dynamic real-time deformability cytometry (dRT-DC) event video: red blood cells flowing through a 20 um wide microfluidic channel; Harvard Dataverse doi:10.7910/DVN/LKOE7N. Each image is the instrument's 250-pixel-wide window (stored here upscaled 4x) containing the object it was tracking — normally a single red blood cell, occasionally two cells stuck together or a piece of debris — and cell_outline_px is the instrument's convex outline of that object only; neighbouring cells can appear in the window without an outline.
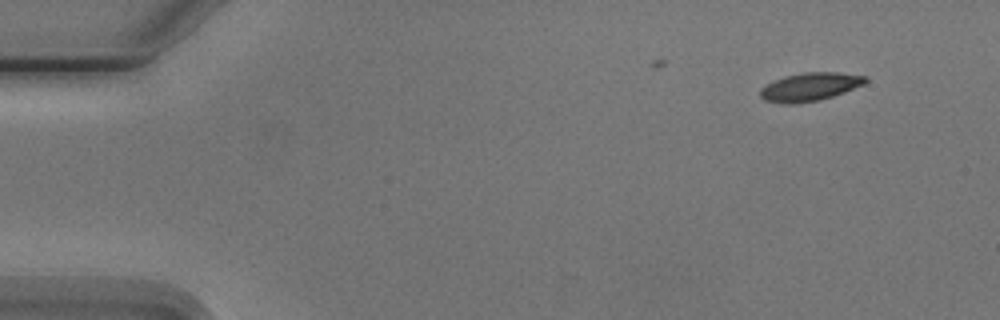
{"species": "Egyptian fruit bat (a non-hibernating species)", "species_latin": "Rousettus aegyptiacus", "temperature_condition": "cold", "stored_images_in_passage": 5, "camera_frame_rate_fps": 3000, "um_per_image_px": 0.085, "animal": {"sex": "male"}, "frame": {"image": 1, "passage_image": 2, "time_ms": 2.0, "image_size_px": [1000, 320], "cell_outline_px": [[868, 80], [864, 84], [844, 92], [820, 100], [792, 104], [784, 104], [764, 100], [760, 96], [760, 88], [772, 80], [784, 76], [804, 72], [840, 72], [868, 76]], "centroid_in_image_um": [68.83, 7.37], "position_along_channel_um": 16.2, "area_um2": 17.51}}
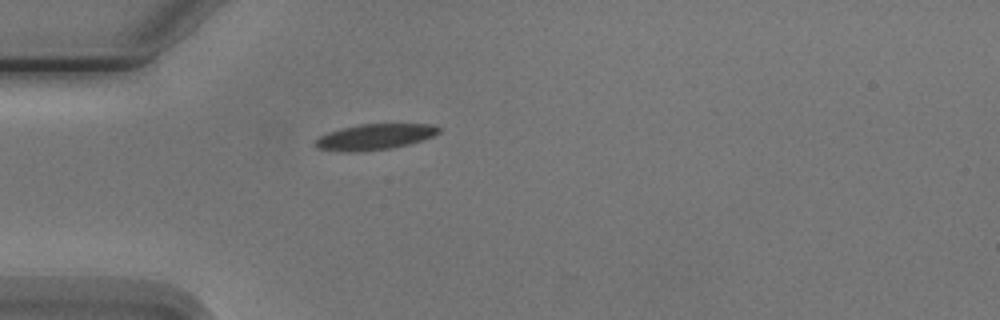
{"frame": {"image": 2, "passage_image": 5, "time_ms": 5.667, "image_size_px": [1000, 320], "cell_outline_px": [[440, 132], [432, 136], [408, 144], [392, 148], [356, 152], [348, 152], [316, 148], [316, 140], [320, 136], [328, 132], [360, 124], [428, 124], [440, 128]], "centroid_in_image_um": [31.84, 11.63], "position_along_channel_um": 53.2, "area_um2": 18.21}}